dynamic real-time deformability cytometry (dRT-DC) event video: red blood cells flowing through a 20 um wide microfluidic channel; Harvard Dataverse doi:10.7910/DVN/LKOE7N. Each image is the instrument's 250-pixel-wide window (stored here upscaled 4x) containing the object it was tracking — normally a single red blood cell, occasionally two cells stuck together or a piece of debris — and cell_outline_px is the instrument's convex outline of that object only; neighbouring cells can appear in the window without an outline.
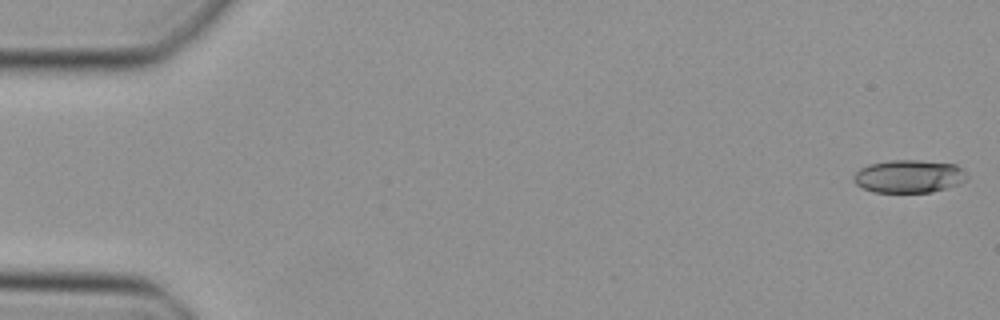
{"species": "Egyptian fruit bat (a non-hibernating species)", "species_latin": "Rousettus aegyptiacus", "temperature_condition": "cold", "stored_images_in_passage": 46, "camera_frame_rate_fps": 3000, "um_per_image_px": 0.085, "animal": {"sex": "female"}, "frame": {"image": 1, "passage_image": 1, "time_ms": 0.0, "image_size_px": [1000, 320], "cell_outline_px": [[968, 176], [964, 180], [956, 184], [932, 192], [872, 192], [856, 184], [852, 180], [852, 176], [860, 168], [868, 164], [892, 160], [920, 160], [956, 164]], "centroid_in_image_um": [77.2, 14.98], "position_along_channel_um": 7.8, "area_um2": 21.62}}
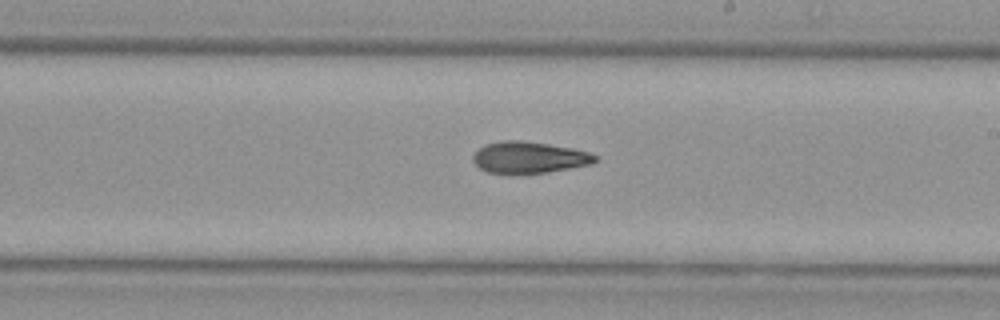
{"frame": {"image": 2, "passage_image": 28, "time_ms": 9.0, "image_size_px": [1000, 320], "cell_outline_px": [[596, 160], [592, 164], [548, 172], [488, 172], [480, 168], [472, 160], [472, 156], [484, 144], [500, 140], [524, 140], [572, 148], [588, 152], [596, 156]], "centroid_in_image_um": [44.96, 13.35], "position_along_channel_um": 244.0, "area_um2": 22.08}}
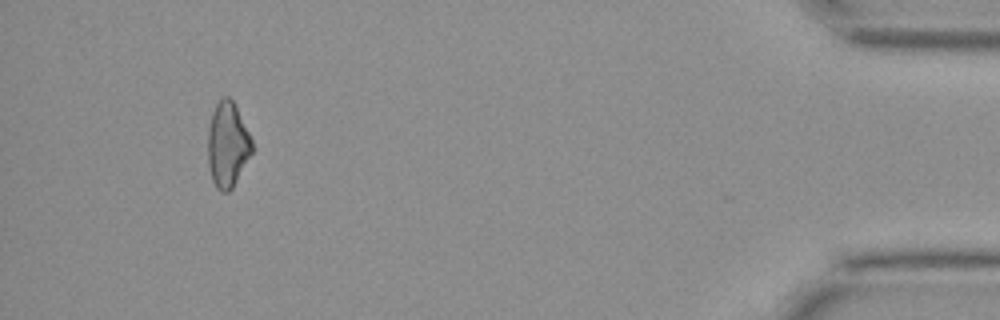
{"frame": {"image": 3, "passage_image": 45, "time_ms": 14.667, "image_size_px": [1000, 320], "cell_outline_px": [[252, 152], [232, 188], [228, 192], [220, 192], [216, 188], [212, 180], [208, 164], [208, 128], [212, 112], [216, 104], [224, 96], [228, 96], [232, 100], [252, 140]], "centroid_in_image_um": [19.32, 12.32], "position_along_channel_um": 415.9, "area_um2": 21.62}}